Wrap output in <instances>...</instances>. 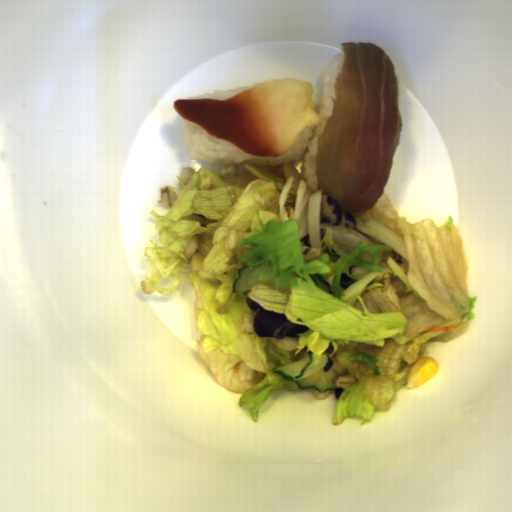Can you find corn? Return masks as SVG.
Wrapping results in <instances>:
<instances>
[{
	"instance_id": "51d56268",
	"label": "corn",
	"mask_w": 512,
	"mask_h": 512,
	"mask_svg": "<svg viewBox=\"0 0 512 512\" xmlns=\"http://www.w3.org/2000/svg\"><path fill=\"white\" fill-rule=\"evenodd\" d=\"M439 369L440 365L435 357L425 355L419 357L407 374L408 389L412 390L426 384L435 377Z\"/></svg>"
}]
</instances>
